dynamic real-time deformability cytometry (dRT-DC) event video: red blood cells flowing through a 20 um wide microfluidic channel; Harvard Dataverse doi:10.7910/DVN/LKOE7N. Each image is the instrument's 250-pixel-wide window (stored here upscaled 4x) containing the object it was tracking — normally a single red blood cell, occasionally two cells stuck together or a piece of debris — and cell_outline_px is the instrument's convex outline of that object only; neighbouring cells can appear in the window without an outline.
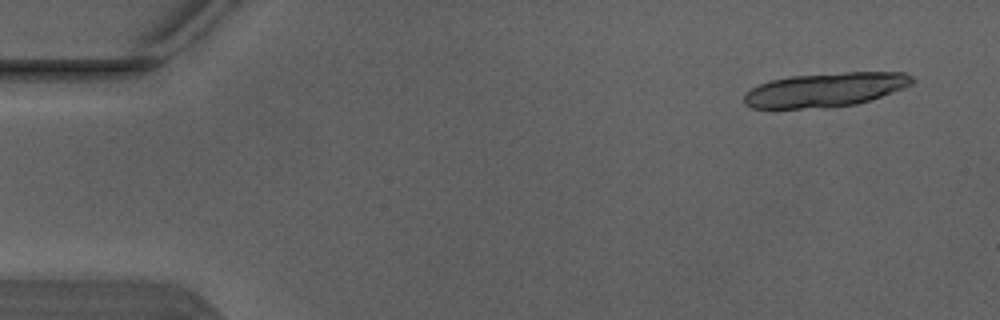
{"species": "Egyptian fruit bat (a non-hibernating species)", "species_latin": "Rousettus aegyptiacus", "temperature_condition": "warm", "stored_images_in_passage": 4, "camera_frame_rate_fps": 3000, "um_per_image_px": 0.085, "animal": {"sex": "male"}, "frame": {"image": 1, "passage_image": 1, "time_ms": 0.0, "image_size_px": [1000, 320], "cell_outline_px": [[916, 80], [912, 84], [904, 88], [856, 104], [828, 108], [752, 108], [744, 104], [744, 92], [760, 84], [772, 80], [788, 76], [844, 72], [904, 72], [912, 76]], "centroid_in_image_um": [70.15, 7.63], "position_along_channel_um": 14.9, "area_um2": 33.52}}